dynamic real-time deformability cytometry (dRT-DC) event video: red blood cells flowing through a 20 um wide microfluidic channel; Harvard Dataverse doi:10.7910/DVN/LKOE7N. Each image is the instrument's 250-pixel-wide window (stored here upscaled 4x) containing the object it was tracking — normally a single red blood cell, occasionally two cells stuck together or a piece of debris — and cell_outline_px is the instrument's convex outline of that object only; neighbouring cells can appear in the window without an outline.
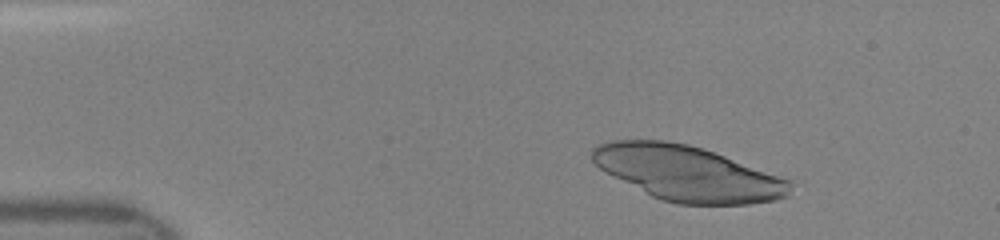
{"species": "human", "species_latin": "Homo sapiens", "temperature_condition": "room temperature", "stored_images_in_passage": 37, "camera_frame_rate_fps": 3000, "um_per_image_px": 0.085, "donor": {"sex": "female"}, "frame": {"image": 1, "passage_image": 5, "time_ms": 1.333, "image_size_px": [1000, 240], "cell_outline_px": [[792, 184], [788, 196], [776, 200], [748, 204], [676, 204], [660, 200], [652, 196], [600, 168], [592, 160], [592, 148], [600, 144], [612, 140], [664, 140], [688, 144], [704, 148], [788, 180]], "centroid_in_image_um": [58.44, 14.73], "position_along_channel_um": 26.6, "area_um2": 62.66}}
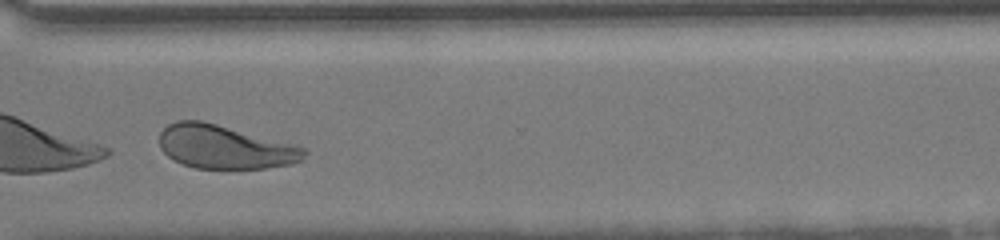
{"frame": {"image": 2, "passage_image": 34, "time_ms": 11.0, "image_size_px": [1000, 240], "cell_outline_px": [[308, 152], [304, 160], [292, 164], [264, 168], [196, 168], [172, 160], [160, 148], [160, 132], [168, 124], [176, 120], [200, 120], [296, 144], [304, 148]], "centroid_in_image_um": [19.13, 12.49], "position_along_channel_um": 351.5, "area_um2": 36.88}}